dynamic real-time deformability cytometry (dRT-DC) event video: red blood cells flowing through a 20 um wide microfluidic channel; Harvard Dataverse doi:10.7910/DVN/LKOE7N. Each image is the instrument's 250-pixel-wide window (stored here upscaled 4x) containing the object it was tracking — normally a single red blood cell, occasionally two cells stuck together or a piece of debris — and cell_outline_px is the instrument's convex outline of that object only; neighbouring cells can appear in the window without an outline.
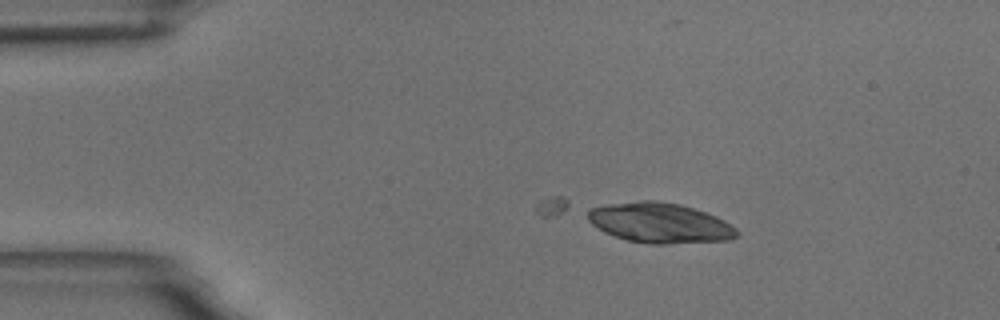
{"species": "common noctule bat (a hibernating species)", "species_latin": "Nyctalus noctula", "temperature_condition": "room temperature", "stored_images_in_passage": 53, "camera_frame_rate_fps": 3000, "um_per_image_px": 0.085, "animal": {"sex": "male", "body_mass_g": 18.8}, "frame": {"image": 1, "passage_image": 9, "time_ms": 2.667, "image_size_px": [1000, 320], "cell_outline_px": [[740, 232], [732, 240], [664, 244], [652, 244], [628, 240], [604, 232], [592, 224], [588, 220], [588, 208], [608, 204], [640, 200], [656, 200], [680, 204], [716, 216], [724, 220], [736, 228]], "centroid_in_image_um": [56.09, 18.94], "position_along_channel_um": 28.9, "area_um2": 34.85}}